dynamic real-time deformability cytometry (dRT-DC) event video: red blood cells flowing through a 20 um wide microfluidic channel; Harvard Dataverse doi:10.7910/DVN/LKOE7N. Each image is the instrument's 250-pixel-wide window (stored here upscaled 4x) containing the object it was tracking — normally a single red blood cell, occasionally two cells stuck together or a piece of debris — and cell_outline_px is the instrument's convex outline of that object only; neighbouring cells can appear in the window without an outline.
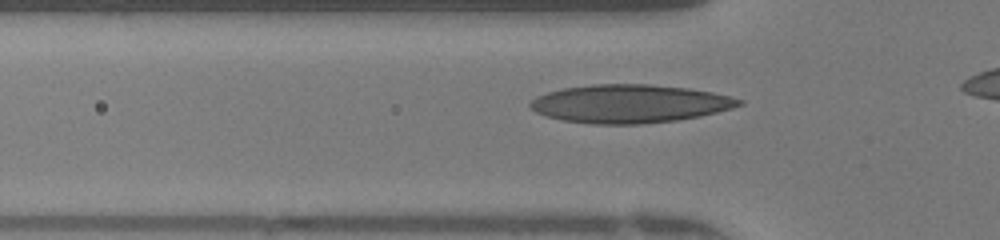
{"species": "human", "species_latin": "Homo sapiens", "temperature_condition": "warm", "stored_images_in_passage": 27, "camera_frame_rate_fps": 3000, "um_per_image_px": 0.085, "donor": {"sex": "female"}, "frame": {"image": 1, "passage_image": 3, "time_ms": 0.667, "image_size_px": [1000, 240], "cell_outline_px": [[744, 104], [732, 108], [700, 116], [676, 120], [640, 124], [592, 124], [564, 120], [548, 116], [536, 112], [528, 104], [536, 96], [548, 92], [564, 88], [592, 84], [648, 84], [688, 88], [712, 92], [744, 100]], "centroid_in_image_um": [53.53, 8.81], "position_along_channel_um": 72.3, "area_um2": 46.36}}
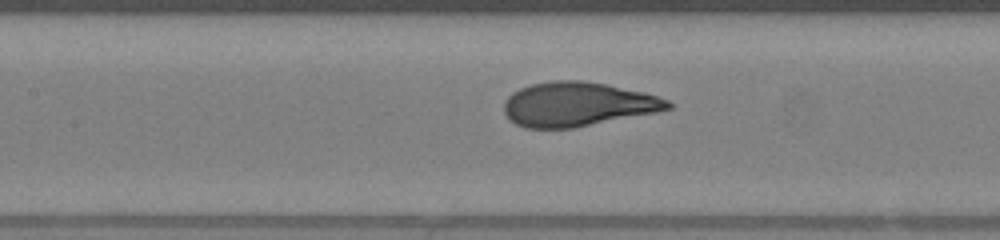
{"frame": {"image": 2, "passage_image": 9, "time_ms": 2.667, "image_size_px": [1000, 240], "cell_outline_px": [[672, 108], [656, 112], [572, 128], [524, 128], [508, 120], [504, 112], [504, 100], [512, 92], [520, 88], [532, 84], [552, 80], [580, 80], [604, 84], [644, 92], [668, 100], [672, 104]], "centroid_in_image_um": [49.04, 8.86], "position_along_channel_um": 158.4, "area_um2": 42.14}}
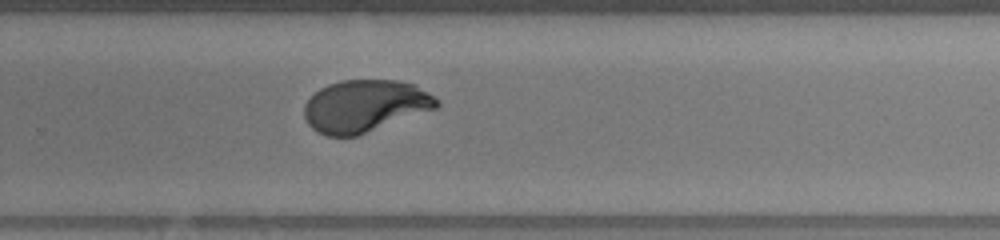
{"frame": {"image": 3, "passage_image": 19, "time_ms": 6.0, "image_size_px": [1000, 240], "cell_outline_px": [[440, 104], [436, 108], [356, 136], [328, 136], [316, 132], [308, 124], [304, 116], [304, 104], [320, 88], [328, 84], [340, 80], [396, 80], [416, 84], [440, 100]], "centroid_in_image_um": [31.01, 9.0], "position_along_channel_um": 298.8, "area_um2": 40.23}}